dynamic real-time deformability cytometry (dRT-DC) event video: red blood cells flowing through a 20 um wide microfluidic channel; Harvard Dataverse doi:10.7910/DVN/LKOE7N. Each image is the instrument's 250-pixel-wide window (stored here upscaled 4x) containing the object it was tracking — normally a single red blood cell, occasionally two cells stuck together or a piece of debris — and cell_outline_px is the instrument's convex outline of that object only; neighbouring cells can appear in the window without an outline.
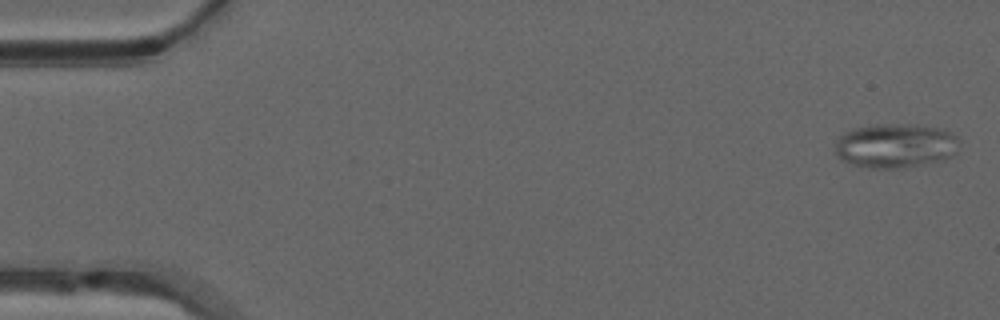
{"species": "common noctule bat (a hibernating species)", "species_latin": "Nyctalus noctula", "temperature_condition": "warm", "stored_images_in_passage": 51, "camera_frame_rate_fps": 3000, "um_per_image_px": 0.085, "animal": {"sex": "male", "forearm_length_mm": 52.5}, "frame": {"image": 1, "passage_image": 2, "time_ms": 0.333, "image_size_px": [1000, 320], "cell_outline_px": [[964, 140], [956, 152], [952, 156], [944, 160], [904, 168], [868, 168], [852, 164], [840, 160], [836, 156], [836, 140], [844, 132], [856, 128], [876, 124], [904, 124], [944, 128]], "centroid_in_image_um": [76.17, 12.39], "position_along_channel_um": 8.8, "area_um2": 32.71}}
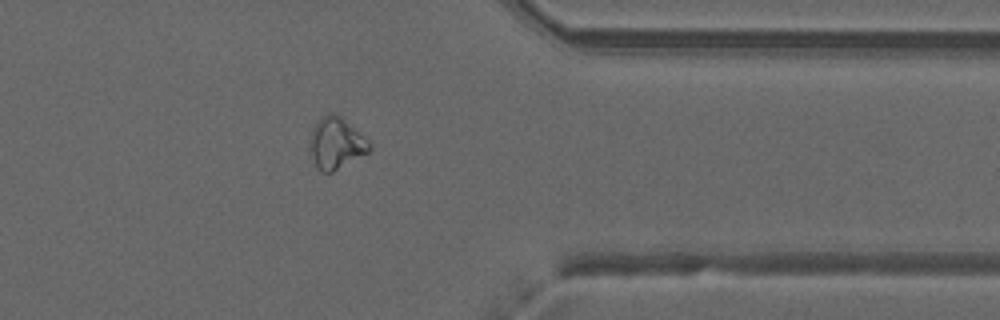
{"frame": {"image": 2, "passage_image": 41, "time_ms": 13.333, "image_size_px": [1000, 320], "cell_outline_px": [[372, 148], [368, 152], [332, 172], [320, 172], [316, 168], [308, 148], [308, 144], [312, 132], [320, 116], [328, 112], [336, 112], [344, 116], [372, 144]], "centroid_in_image_um": [28.56, 12.13], "position_along_channel_um": 382.8, "area_um2": 18.32}}
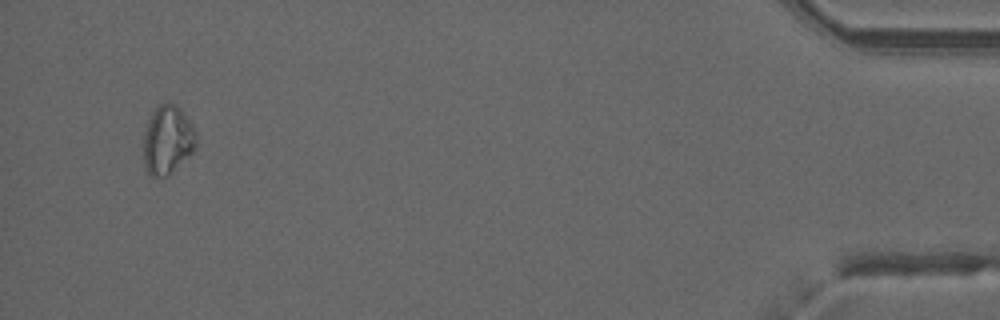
{"frame": {"image": 3, "passage_image": 49, "time_ms": 16.0, "image_size_px": [1000, 320], "cell_outline_px": [[196, 144], [192, 152], [172, 172], [164, 176], [148, 176], [144, 168], [144, 132], [148, 116], [164, 100], [176, 104], [180, 108], [192, 124], [196, 132]], "centroid_in_image_um": [14.22, 11.86], "position_along_channel_um": 421.0, "area_um2": 21.33}, "authors_computed_cell_mechanics": {"area_um2": 19.9988, "velocity_mm_per_s": 4.0201, "shape_relaxation_time_tau1_ms": null, "shape_relaxation_time_tau2_ms": 7.3261, "deformation_change_tau1": null, "deformation_change_tau2": 0.1417}}